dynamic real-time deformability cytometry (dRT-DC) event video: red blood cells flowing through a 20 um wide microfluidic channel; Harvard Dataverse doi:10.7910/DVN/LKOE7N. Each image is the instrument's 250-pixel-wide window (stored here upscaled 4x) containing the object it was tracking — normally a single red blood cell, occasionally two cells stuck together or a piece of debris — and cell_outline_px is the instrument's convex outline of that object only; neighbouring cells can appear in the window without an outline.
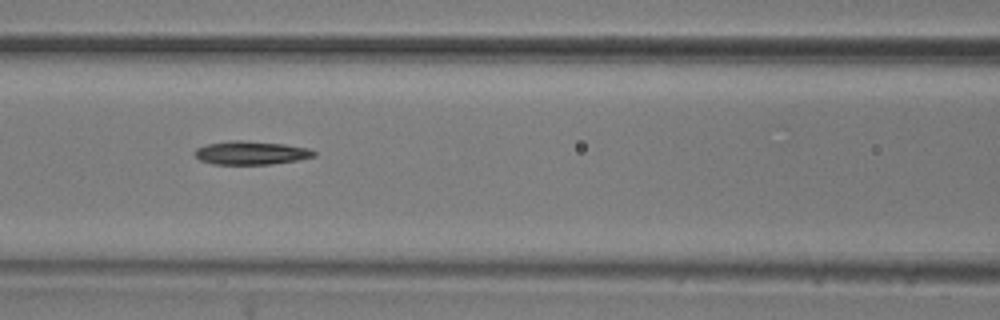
{"species": "common noctule bat (a hibernating species)", "species_latin": "Nyctalus noctula", "temperature_condition": "room temperature", "stored_images_in_passage": 12, "camera_frame_rate_fps": 3000, "um_per_image_px": 0.085, "animal": {"sex": "male", "body_mass_g": 20.5, "forearm_length_mm": 52.5}, "frame": {"image": 1, "passage_image": 4, "time_ms": 1.0, "image_size_px": [1000, 320], "cell_outline_px": [[316, 156], [296, 160], [272, 164], [212, 164], [200, 160], [196, 156], [196, 148], [208, 144], [232, 140], [240, 140], [284, 144], [308, 148], [316, 152]], "centroid_in_image_um": [21.35, 12.99], "position_along_channel_um": 145.3, "area_um2": 16.13}}
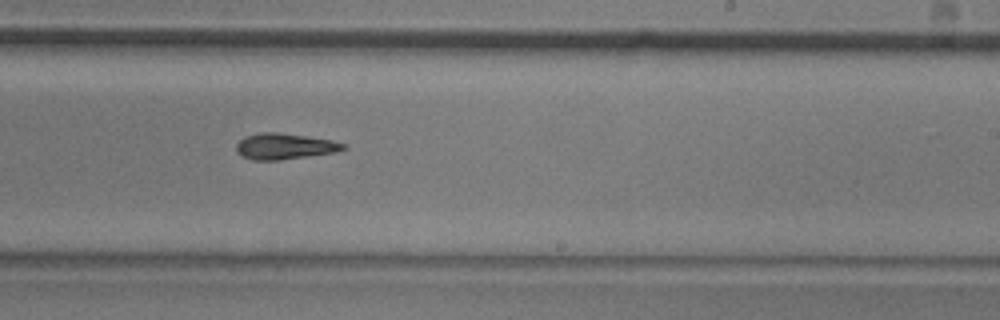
{"frame": {"image": 2, "passage_image": 7, "time_ms": 2.0, "image_size_px": [1000, 320], "cell_outline_px": [[348, 148], [336, 152], [280, 160], [252, 160], [240, 156], [236, 152], [236, 144], [244, 136], [260, 132], [276, 132], [332, 140], [348, 144]], "centroid_in_image_um": [24.18, 12.44], "position_along_channel_um": 264.8, "area_um2": 16.36}}
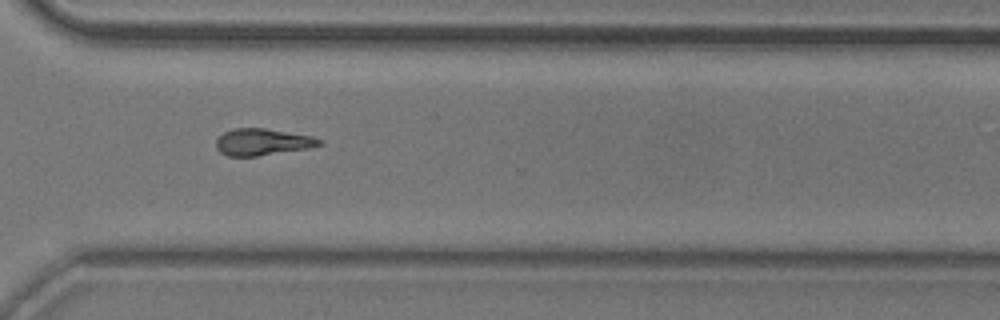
{"frame": {"image": 3, "passage_image": 9, "time_ms": 2.667, "image_size_px": [1000, 320], "cell_outline_px": [[324, 144], [308, 148], [256, 156], [228, 156], [220, 152], [216, 148], [216, 140], [224, 132], [232, 128], [264, 128], [312, 136], [324, 140]], "centroid_in_image_um": [22.32, 12.06], "position_along_channel_um": 348.3, "area_um2": 16.07}}